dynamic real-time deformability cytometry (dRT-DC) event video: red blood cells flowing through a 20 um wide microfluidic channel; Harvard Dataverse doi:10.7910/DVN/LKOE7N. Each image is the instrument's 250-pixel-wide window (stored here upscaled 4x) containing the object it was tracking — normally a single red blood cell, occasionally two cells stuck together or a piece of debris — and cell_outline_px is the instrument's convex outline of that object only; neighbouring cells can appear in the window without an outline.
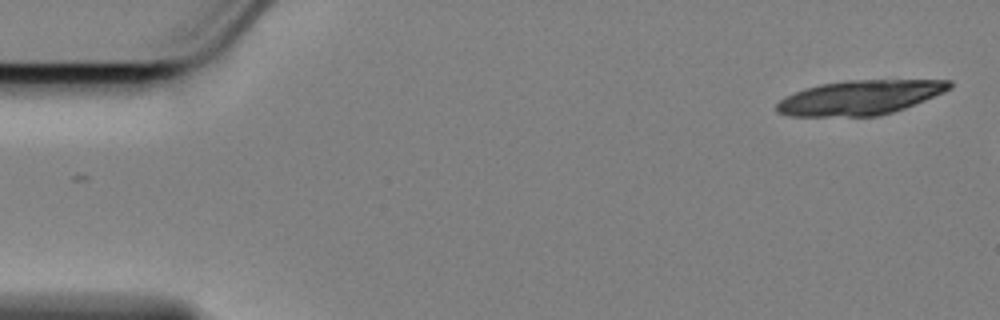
{"species": "Egyptian fruit bat (a non-hibernating species)", "species_latin": "Rousettus aegyptiacus", "temperature_condition": "cold", "stored_images_in_passage": 11, "camera_frame_rate_fps": 3000, "um_per_image_px": 0.085, "animal": {"sex": "female"}, "frame": {"image": 1, "passage_image": 1, "time_ms": 0.0, "image_size_px": [1000, 320], "cell_outline_px": [[952, 88], [944, 92], [904, 108], [880, 116], [788, 116], [776, 112], [776, 104], [784, 96], [804, 88], [820, 84], [844, 80], [952, 80]], "centroid_in_image_um": [73.06, 8.28], "position_along_channel_um": 11.9, "area_um2": 34.85}}